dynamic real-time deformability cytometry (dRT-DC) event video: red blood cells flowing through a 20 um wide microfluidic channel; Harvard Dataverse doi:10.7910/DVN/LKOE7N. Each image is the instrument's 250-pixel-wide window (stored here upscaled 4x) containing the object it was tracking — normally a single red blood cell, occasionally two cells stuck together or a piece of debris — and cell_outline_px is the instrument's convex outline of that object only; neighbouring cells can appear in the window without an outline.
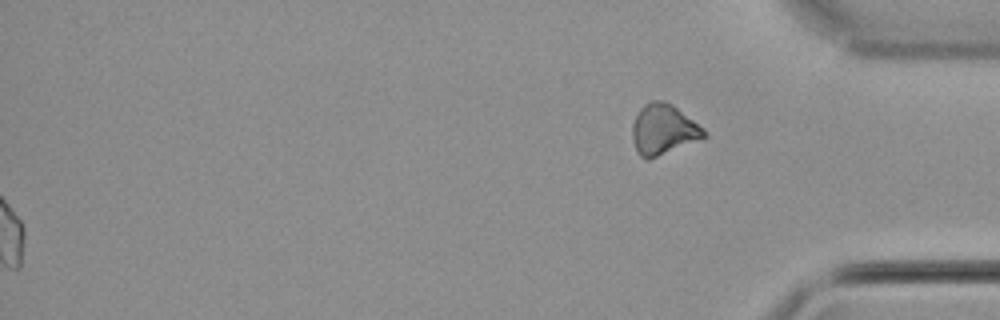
{"species": "common noctule bat (a hibernating species)", "species_latin": "Nyctalus noctula", "temperature_condition": "cold", "stored_images_in_passage": 50, "segment_of_instrument_passage": [2, 2], "camera_frame_rate_fps": 3000, "um_per_image_px": 0.085, "animal": {"sex": "male", "body_mass_g": 21.5, "forearm_length_mm": 52.0}, "frame": {"image": 1, "passage_image": 50, "time_ms": 16.333, "image_size_px": [1000, 320], "cell_outline_px": [[708, 136], [648, 160], [640, 156], [636, 152], [632, 140], [632, 124], [640, 108], [644, 104], [652, 100], [664, 100], [672, 104], [704, 128], [708, 132]], "centroid_in_image_um": [56.37, 11.0], "position_along_channel_um": 378.8, "area_um2": 21.15}}